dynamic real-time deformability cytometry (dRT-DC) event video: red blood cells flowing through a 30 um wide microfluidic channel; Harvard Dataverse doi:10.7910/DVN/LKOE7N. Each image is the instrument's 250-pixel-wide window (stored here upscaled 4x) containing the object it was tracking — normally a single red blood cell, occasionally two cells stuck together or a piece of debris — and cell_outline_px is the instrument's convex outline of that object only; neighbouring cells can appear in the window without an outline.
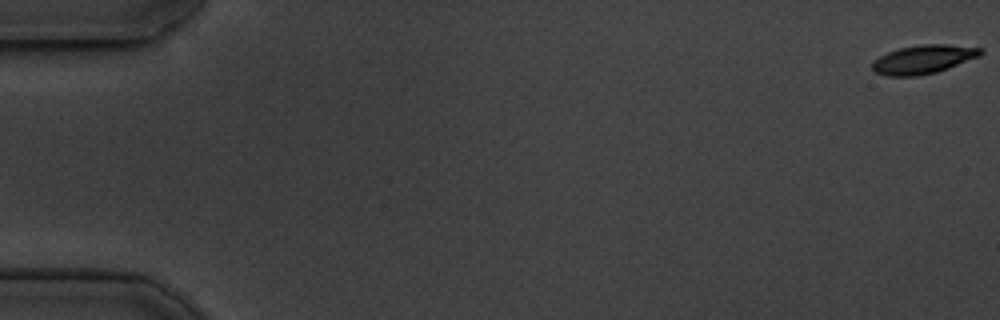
{"species": "common noctule bat (a hibernating species)", "species_latin": "Nyctalus noctula", "temperature_condition": "cold", "stored_images_in_passage": 54, "camera_frame_rate_fps": 3000, "um_per_image_px": 0.085, "animal": {"sex": "male", "body_mass_g": 19.5, "forearm_length_mm": 54.6}, "frame": {"image": 1, "passage_image": 1, "time_ms": 0.0, "image_size_px": [1000, 320], "cell_outline_px": [[984, 52], [980, 56], [948, 68], [936, 72], [916, 76], [888, 76], [876, 72], [872, 68], [872, 60], [888, 52], [900, 48], [924, 44], [948, 44], [984, 48]], "centroid_in_image_um": [78.51, 5.04], "position_along_channel_um": 6.5, "area_um2": 18.09}}
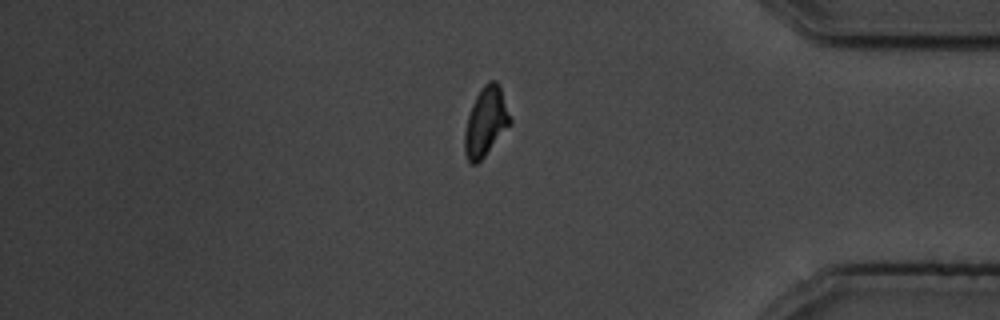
{"frame": {"image": 2, "passage_image": 46, "time_ms": 15.0, "image_size_px": [1000, 320], "cell_outline_px": [[512, 120], [484, 156], [476, 164], [472, 164], [468, 160], [464, 152], [464, 132], [468, 116], [472, 104], [480, 88], [488, 80], [496, 80], [500, 84]], "centroid_in_image_um": [41.28, 10.29], "position_along_channel_um": 393.9, "area_um2": 18.09}}
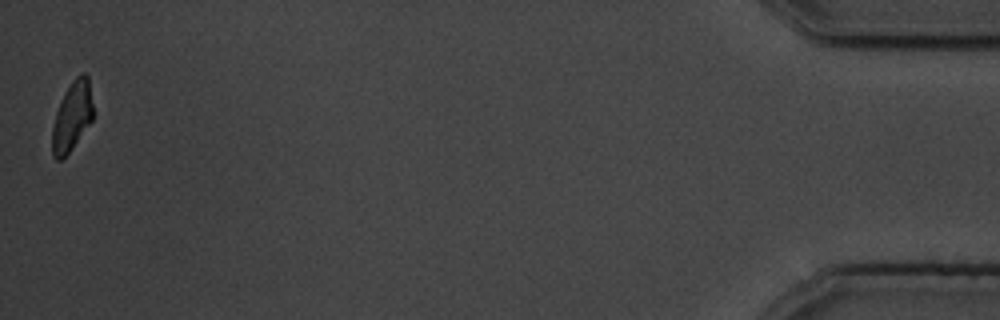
{"frame": {"image": 3, "passage_image": 54, "time_ms": 17.667, "image_size_px": [1000, 320], "cell_outline_px": [[92, 120], [72, 148], [60, 160], [56, 160], [52, 156], [52, 128], [56, 112], [64, 92], [72, 80], [80, 72], [84, 72], [88, 76], [92, 104]], "centroid_in_image_um": [6.11, 9.86], "position_along_channel_um": 429.1, "area_um2": 16.36}, "authors_computed_cell_mechanics": {"area_um2": 18.3804, "velocity_mm_per_s": 3.7666, "shape_relaxation_time_tau1_ms": 2.6835, "shape_relaxation_time_tau2_ms": 3.3953, "deformation_change_tau1": 0.1226, "deformation_change_tau2": 0.0768}}